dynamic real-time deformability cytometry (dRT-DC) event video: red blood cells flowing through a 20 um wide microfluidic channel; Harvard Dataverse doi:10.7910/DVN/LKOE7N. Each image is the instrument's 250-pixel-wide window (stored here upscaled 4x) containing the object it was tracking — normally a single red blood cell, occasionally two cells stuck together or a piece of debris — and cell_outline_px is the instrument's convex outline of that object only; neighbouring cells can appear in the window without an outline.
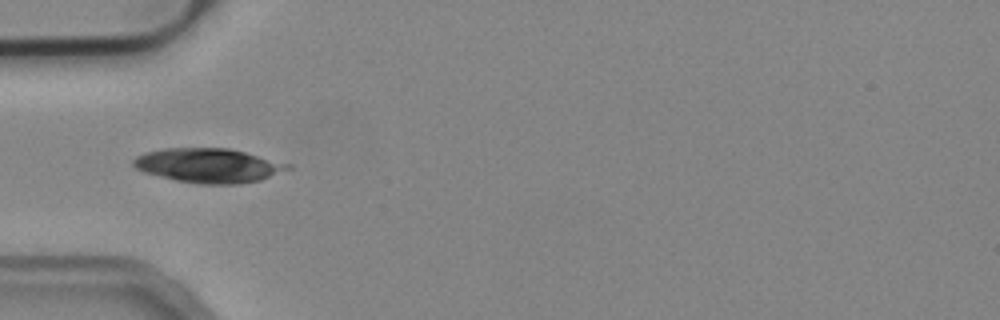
{"species": "common noctule bat (a hibernating species)", "species_latin": "Nyctalus noctula", "temperature_condition": "cold", "stored_images_in_passage": 14, "camera_frame_rate_fps": 3000, "um_per_image_px": 0.085, "animal": {"sex": "male", "body_mass_g": 19.2, "forearm_length_mm": 51.8}, "frame": {"image": 1, "passage_image": 5, "time_ms": 1.333, "image_size_px": [1000, 320], "cell_outline_px": [[292, 168], [260, 180], [240, 184], [200, 184], [176, 180], [144, 172], [136, 168], [132, 164], [132, 160], [136, 156], [144, 152], [164, 148], [228, 148], [292, 164]], "centroid_in_image_um": [17.72, 14.06], "position_along_channel_um": 67.3, "area_um2": 30.87}}